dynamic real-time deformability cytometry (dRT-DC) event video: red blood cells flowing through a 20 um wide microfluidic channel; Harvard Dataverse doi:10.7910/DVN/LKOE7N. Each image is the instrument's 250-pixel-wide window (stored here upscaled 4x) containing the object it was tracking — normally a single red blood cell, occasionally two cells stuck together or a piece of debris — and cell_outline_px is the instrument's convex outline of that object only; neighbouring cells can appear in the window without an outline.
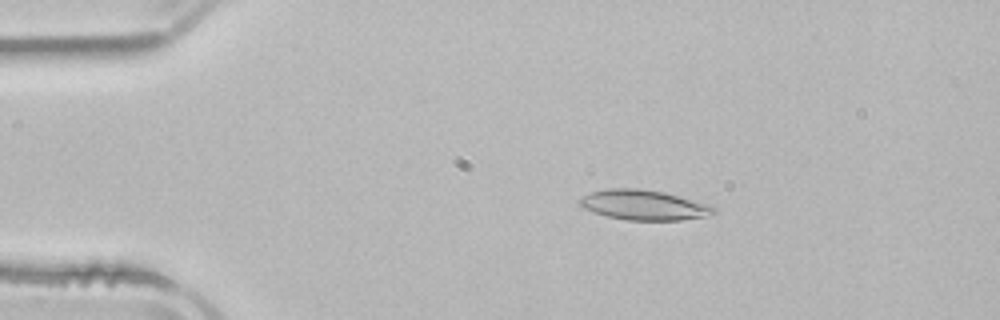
{"species": "common noctule bat (a hibernating species)", "species_latin": "Nyctalus noctula", "temperature_condition": "room temperature", "stored_images_in_passage": 4, "camera_frame_rate_fps": 3000, "um_per_image_px": 0.085, "animal": {"sex": "male", "body_mass_g": 21.5, "forearm_length_mm": 52.0}, "frame": {"image": 1, "passage_image": 3, "time_ms": 2.333, "image_size_px": [1000, 320], "cell_outline_px": [[716, 212], [704, 216], [680, 220], [624, 220], [608, 216], [584, 208], [576, 200], [592, 192], [608, 188], [640, 188], [664, 192], [712, 204], [716, 208]], "centroid_in_image_um": [54.76, 17.41], "position_along_channel_um": 30.2, "area_um2": 23.47}}